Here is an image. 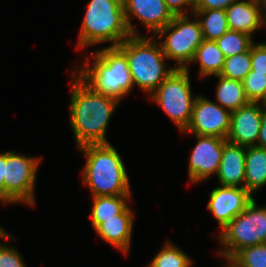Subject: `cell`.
<instances>
[{"mask_svg":"<svg viewBox=\"0 0 266 267\" xmlns=\"http://www.w3.org/2000/svg\"><path fill=\"white\" fill-rule=\"evenodd\" d=\"M75 76L70 99V125L76 144L81 147L108 143L106 128L119 101L95 92L78 75Z\"/></svg>","mask_w":266,"mask_h":267,"instance_id":"6da1fadb","label":"cell"},{"mask_svg":"<svg viewBox=\"0 0 266 267\" xmlns=\"http://www.w3.org/2000/svg\"><path fill=\"white\" fill-rule=\"evenodd\" d=\"M86 156L83 182L92 196H130L129 177L124 163L110 143L78 147Z\"/></svg>","mask_w":266,"mask_h":267,"instance_id":"7a4b0ae2","label":"cell"},{"mask_svg":"<svg viewBox=\"0 0 266 267\" xmlns=\"http://www.w3.org/2000/svg\"><path fill=\"white\" fill-rule=\"evenodd\" d=\"M92 56L93 65L84 62L77 75L95 92L120 102L134 87L126 56L117 47L97 50Z\"/></svg>","mask_w":266,"mask_h":267,"instance_id":"3957f363","label":"cell"},{"mask_svg":"<svg viewBox=\"0 0 266 267\" xmlns=\"http://www.w3.org/2000/svg\"><path fill=\"white\" fill-rule=\"evenodd\" d=\"M123 0H91L80 30L78 49L103 42L118 47L130 37Z\"/></svg>","mask_w":266,"mask_h":267,"instance_id":"277c9868","label":"cell"},{"mask_svg":"<svg viewBox=\"0 0 266 267\" xmlns=\"http://www.w3.org/2000/svg\"><path fill=\"white\" fill-rule=\"evenodd\" d=\"M159 45L146 36H130L117 47L127 58L134 84L149 94L177 68H165L167 58Z\"/></svg>","mask_w":266,"mask_h":267,"instance_id":"5b68a950","label":"cell"},{"mask_svg":"<svg viewBox=\"0 0 266 267\" xmlns=\"http://www.w3.org/2000/svg\"><path fill=\"white\" fill-rule=\"evenodd\" d=\"M221 257L230 261L240 250L266 243V207H257L253 199L246 209L234 217L221 231Z\"/></svg>","mask_w":266,"mask_h":267,"instance_id":"8992f818","label":"cell"},{"mask_svg":"<svg viewBox=\"0 0 266 267\" xmlns=\"http://www.w3.org/2000/svg\"><path fill=\"white\" fill-rule=\"evenodd\" d=\"M188 66L175 68L151 94L153 100L166 112L181 130L185 131L192 118L195 97L191 96Z\"/></svg>","mask_w":266,"mask_h":267,"instance_id":"52a82bcc","label":"cell"},{"mask_svg":"<svg viewBox=\"0 0 266 267\" xmlns=\"http://www.w3.org/2000/svg\"><path fill=\"white\" fill-rule=\"evenodd\" d=\"M157 35L158 38L166 36L160 43L163 53L167 59L178 62L179 69H185L191 63L195 51L204 40L199 19L191 22L186 14L174 15L172 21Z\"/></svg>","mask_w":266,"mask_h":267,"instance_id":"ba28073f","label":"cell"},{"mask_svg":"<svg viewBox=\"0 0 266 267\" xmlns=\"http://www.w3.org/2000/svg\"><path fill=\"white\" fill-rule=\"evenodd\" d=\"M40 158L4 152V203L35 204L34 187Z\"/></svg>","mask_w":266,"mask_h":267,"instance_id":"9c48e42d","label":"cell"},{"mask_svg":"<svg viewBox=\"0 0 266 267\" xmlns=\"http://www.w3.org/2000/svg\"><path fill=\"white\" fill-rule=\"evenodd\" d=\"M230 122L231 111L199 95L195 96L191 122L183 132L190 131L195 135L226 139L230 130Z\"/></svg>","mask_w":266,"mask_h":267,"instance_id":"30bf717a","label":"cell"},{"mask_svg":"<svg viewBox=\"0 0 266 267\" xmlns=\"http://www.w3.org/2000/svg\"><path fill=\"white\" fill-rule=\"evenodd\" d=\"M197 144L189 159L188 178L196 183L217 174L226 139L217 136L196 135Z\"/></svg>","mask_w":266,"mask_h":267,"instance_id":"8fae6325","label":"cell"},{"mask_svg":"<svg viewBox=\"0 0 266 267\" xmlns=\"http://www.w3.org/2000/svg\"><path fill=\"white\" fill-rule=\"evenodd\" d=\"M265 105L264 103L249 102L232 111L227 141L243 147L256 146Z\"/></svg>","mask_w":266,"mask_h":267,"instance_id":"7c38bea8","label":"cell"},{"mask_svg":"<svg viewBox=\"0 0 266 267\" xmlns=\"http://www.w3.org/2000/svg\"><path fill=\"white\" fill-rule=\"evenodd\" d=\"M253 199L243 187L221 186L211 191L207 209L213 213L222 230L234 217L242 213Z\"/></svg>","mask_w":266,"mask_h":267,"instance_id":"4fadbf2b","label":"cell"},{"mask_svg":"<svg viewBox=\"0 0 266 267\" xmlns=\"http://www.w3.org/2000/svg\"><path fill=\"white\" fill-rule=\"evenodd\" d=\"M125 21L131 36H138L131 23L130 16L134 15L148 27V31L157 34L168 25L174 15L167 8L164 0H123Z\"/></svg>","mask_w":266,"mask_h":267,"instance_id":"5bb4252c","label":"cell"},{"mask_svg":"<svg viewBox=\"0 0 266 267\" xmlns=\"http://www.w3.org/2000/svg\"><path fill=\"white\" fill-rule=\"evenodd\" d=\"M246 147L224 142L222 158L216 176L222 186L243 187L245 180ZM241 183H243L242 186Z\"/></svg>","mask_w":266,"mask_h":267,"instance_id":"9a60e30c","label":"cell"},{"mask_svg":"<svg viewBox=\"0 0 266 267\" xmlns=\"http://www.w3.org/2000/svg\"><path fill=\"white\" fill-rule=\"evenodd\" d=\"M225 12L229 30L251 36L262 25L261 0H237Z\"/></svg>","mask_w":266,"mask_h":267,"instance_id":"2e32d148","label":"cell"},{"mask_svg":"<svg viewBox=\"0 0 266 267\" xmlns=\"http://www.w3.org/2000/svg\"><path fill=\"white\" fill-rule=\"evenodd\" d=\"M133 229V212L127 206L115 218L100 219V225L95 229L97 234L108 243L128 254Z\"/></svg>","mask_w":266,"mask_h":267,"instance_id":"e0dca14e","label":"cell"},{"mask_svg":"<svg viewBox=\"0 0 266 267\" xmlns=\"http://www.w3.org/2000/svg\"><path fill=\"white\" fill-rule=\"evenodd\" d=\"M266 185V149L246 147L244 189L251 195Z\"/></svg>","mask_w":266,"mask_h":267,"instance_id":"ac0fdd59","label":"cell"},{"mask_svg":"<svg viewBox=\"0 0 266 267\" xmlns=\"http://www.w3.org/2000/svg\"><path fill=\"white\" fill-rule=\"evenodd\" d=\"M199 63V74L202 77L220 75L225 56L213 40H203L195 51L194 57L191 62Z\"/></svg>","mask_w":266,"mask_h":267,"instance_id":"d6986e66","label":"cell"},{"mask_svg":"<svg viewBox=\"0 0 266 267\" xmlns=\"http://www.w3.org/2000/svg\"><path fill=\"white\" fill-rule=\"evenodd\" d=\"M216 77L219 78V83L216 87V98L222 108L232 112L250 102L241 81L221 75H216Z\"/></svg>","mask_w":266,"mask_h":267,"instance_id":"ffe728a7","label":"cell"},{"mask_svg":"<svg viewBox=\"0 0 266 267\" xmlns=\"http://www.w3.org/2000/svg\"><path fill=\"white\" fill-rule=\"evenodd\" d=\"M130 196H95L93 197V206L90 212L91 224L94 229L100 225V219L115 218L127 206L126 200Z\"/></svg>","mask_w":266,"mask_h":267,"instance_id":"44dd1931","label":"cell"},{"mask_svg":"<svg viewBox=\"0 0 266 267\" xmlns=\"http://www.w3.org/2000/svg\"><path fill=\"white\" fill-rule=\"evenodd\" d=\"M193 14L199 19L203 38L205 40H217L228 30L226 12L223 9L194 10Z\"/></svg>","mask_w":266,"mask_h":267,"instance_id":"7402d4cb","label":"cell"},{"mask_svg":"<svg viewBox=\"0 0 266 267\" xmlns=\"http://www.w3.org/2000/svg\"><path fill=\"white\" fill-rule=\"evenodd\" d=\"M225 58L248 51L252 44V36L235 30H228L215 40Z\"/></svg>","mask_w":266,"mask_h":267,"instance_id":"603a6c76","label":"cell"},{"mask_svg":"<svg viewBox=\"0 0 266 267\" xmlns=\"http://www.w3.org/2000/svg\"><path fill=\"white\" fill-rule=\"evenodd\" d=\"M192 260L181 249L166 242L148 267H190Z\"/></svg>","mask_w":266,"mask_h":267,"instance_id":"cb8c5ba5","label":"cell"},{"mask_svg":"<svg viewBox=\"0 0 266 267\" xmlns=\"http://www.w3.org/2000/svg\"><path fill=\"white\" fill-rule=\"evenodd\" d=\"M251 71V48L240 54L225 58L221 76L243 81Z\"/></svg>","mask_w":266,"mask_h":267,"instance_id":"d4e9b609","label":"cell"},{"mask_svg":"<svg viewBox=\"0 0 266 267\" xmlns=\"http://www.w3.org/2000/svg\"><path fill=\"white\" fill-rule=\"evenodd\" d=\"M230 261L236 267H266V243L246 247Z\"/></svg>","mask_w":266,"mask_h":267,"instance_id":"484cf974","label":"cell"},{"mask_svg":"<svg viewBox=\"0 0 266 267\" xmlns=\"http://www.w3.org/2000/svg\"><path fill=\"white\" fill-rule=\"evenodd\" d=\"M242 83L250 102L266 104V73H256L251 70Z\"/></svg>","mask_w":266,"mask_h":267,"instance_id":"4316f807","label":"cell"},{"mask_svg":"<svg viewBox=\"0 0 266 267\" xmlns=\"http://www.w3.org/2000/svg\"><path fill=\"white\" fill-rule=\"evenodd\" d=\"M251 70L256 73H266V43L251 46Z\"/></svg>","mask_w":266,"mask_h":267,"instance_id":"83f0119b","label":"cell"},{"mask_svg":"<svg viewBox=\"0 0 266 267\" xmlns=\"http://www.w3.org/2000/svg\"><path fill=\"white\" fill-rule=\"evenodd\" d=\"M0 267H26L16 249L0 244Z\"/></svg>","mask_w":266,"mask_h":267,"instance_id":"f1b7e54d","label":"cell"},{"mask_svg":"<svg viewBox=\"0 0 266 267\" xmlns=\"http://www.w3.org/2000/svg\"><path fill=\"white\" fill-rule=\"evenodd\" d=\"M237 0H197L194 10L223 9Z\"/></svg>","mask_w":266,"mask_h":267,"instance_id":"f546056e","label":"cell"},{"mask_svg":"<svg viewBox=\"0 0 266 267\" xmlns=\"http://www.w3.org/2000/svg\"><path fill=\"white\" fill-rule=\"evenodd\" d=\"M167 8L172 12L173 15H185V6H190L192 11L197 0H164ZM184 6V7H183Z\"/></svg>","mask_w":266,"mask_h":267,"instance_id":"4dcf8cb0","label":"cell"},{"mask_svg":"<svg viewBox=\"0 0 266 267\" xmlns=\"http://www.w3.org/2000/svg\"><path fill=\"white\" fill-rule=\"evenodd\" d=\"M256 146L266 149V105L262 112V124Z\"/></svg>","mask_w":266,"mask_h":267,"instance_id":"1f68e13d","label":"cell"},{"mask_svg":"<svg viewBox=\"0 0 266 267\" xmlns=\"http://www.w3.org/2000/svg\"><path fill=\"white\" fill-rule=\"evenodd\" d=\"M0 201L4 203V153L0 154Z\"/></svg>","mask_w":266,"mask_h":267,"instance_id":"d6a6232c","label":"cell"},{"mask_svg":"<svg viewBox=\"0 0 266 267\" xmlns=\"http://www.w3.org/2000/svg\"><path fill=\"white\" fill-rule=\"evenodd\" d=\"M261 7H262V11H264L265 15H262V25H266V0H261Z\"/></svg>","mask_w":266,"mask_h":267,"instance_id":"836d02e7","label":"cell"},{"mask_svg":"<svg viewBox=\"0 0 266 267\" xmlns=\"http://www.w3.org/2000/svg\"><path fill=\"white\" fill-rule=\"evenodd\" d=\"M11 236H9L8 233H6L1 227H0V239H9Z\"/></svg>","mask_w":266,"mask_h":267,"instance_id":"e575fe53","label":"cell"},{"mask_svg":"<svg viewBox=\"0 0 266 267\" xmlns=\"http://www.w3.org/2000/svg\"><path fill=\"white\" fill-rule=\"evenodd\" d=\"M225 267H236L231 261H228V265H226Z\"/></svg>","mask_w":266,"mask_h":267,"instance_id":"d590c367","label":"cell"}]
</instances>
